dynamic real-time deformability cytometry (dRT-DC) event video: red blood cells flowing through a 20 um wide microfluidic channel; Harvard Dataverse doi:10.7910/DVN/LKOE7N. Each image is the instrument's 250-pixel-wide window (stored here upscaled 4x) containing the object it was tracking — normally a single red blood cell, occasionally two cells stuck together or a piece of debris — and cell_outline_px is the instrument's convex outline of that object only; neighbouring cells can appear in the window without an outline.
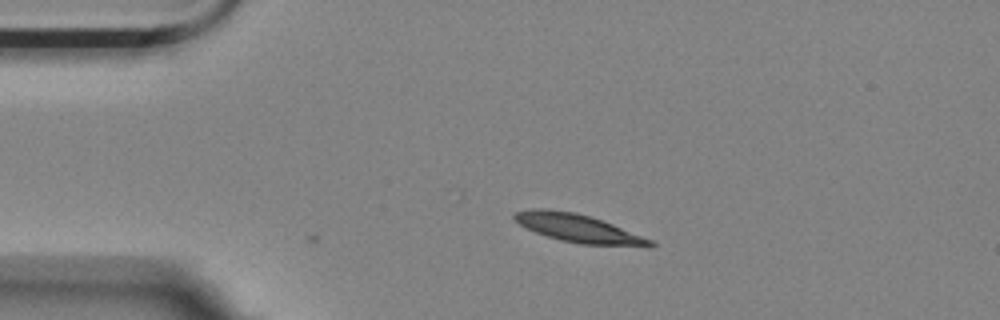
{"species": "Egyptian fruit bat (a non-hibernating species)", "species_latin": "Rousettus aegyptiacus", "temperature_condition": "room temperature", "stored_images_in_passage": 6, "camera_frame_rate_fps": 3000, "um_per_image_px": 0.085, "animal": {"sex": "female"}, "frame": {"image": 1, "passage_image": 1, "time_ms": 0.0, "image_size_px": [1000, 320], "cell_outline_px": [[656, 244], [648, 248], [580, 244], [560, 240], [536, 232], [512, 220], [512, 216], [516, 212], [532, 208], [548, 208], [576, 212], [612, 224], [652, 240]], "centroid_in_image_um": [49.18, 19.42], "position_along_channel_um": 35.8, "area_um2": 22.43}}